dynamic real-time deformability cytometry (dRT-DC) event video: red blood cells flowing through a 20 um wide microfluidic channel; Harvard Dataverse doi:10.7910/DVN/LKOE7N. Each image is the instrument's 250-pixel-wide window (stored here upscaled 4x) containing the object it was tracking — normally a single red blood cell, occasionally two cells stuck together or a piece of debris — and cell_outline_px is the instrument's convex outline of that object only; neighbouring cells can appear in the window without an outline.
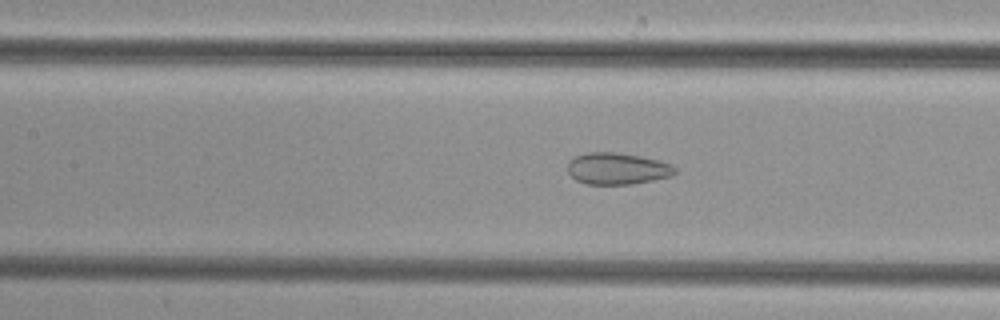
{"species": "common noctule bat (a hibernating species)", "species_latin": "Nyctalus noctula", "temperature_condition": "cold", "stored_images_in_passage": 31, "camera_frame_rate_fps": 3000, "um_per_image_px": 0.085, "animal": {"sex": "female", "body_mass_g": 29.2, "forearm_length_mm": 56.3}, "frame": {"image": 1, "passage_image": 7, "time_ms": 2.0, "image_size_px": [1000, 320], "cell_outline_px": [[676, 172], [672, 176], [632, 184], [588, 184], [576, 180], [568, 172], [568, 160], [576, 156], [588, 152], [616, 152], [640, 156], [660, 160], [676, 168]], "centroid_in_image_um": [52.46, 14.32], "position_along_channel_um": 154.9, "area_um2": 19.77}}
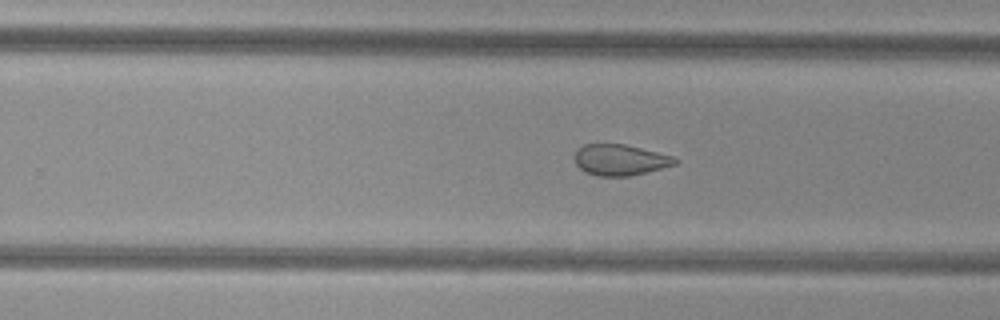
{"frame": {"image": 2, "passage_image": 16, "time_ms": 5.0, "image_size_px": [1000, 320], "cell_outline_px": [[680, 160], [676, 164], [628, 176], [596, 176], [584, 172], [576, 164], [576, 148], [584, 144], [624, 144], [672, 156]], "centroid_in_image_um": [52.67, 13.59], "position_along_channel_um": 277.1, "area_um2": 17.92}}
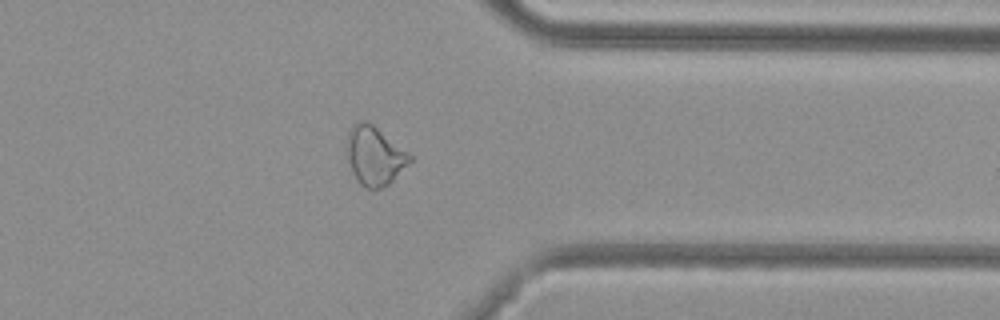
{"frame": {"image": 3, "passage_image": 24, "time_ms": 7.667, "image_size_px": [1000, 320], "cell_outline_px": [[412, 160], [384, 188], [368, 188], [360, 184], [356, 180], [352, 172], [344, 152], [344, 148], [348, 132], [360, 120], [364, 120], [372, 124], [408, 152], [412, 156]], "centroid_in_image_um": [31.79, 13.24], "position_along_channel_um": 379.6, "area_um2": 21.56}}